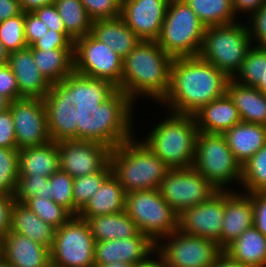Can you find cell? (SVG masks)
Segmentation results:
<instances>
[{
    "mask_svg": "<svg viewBox=\"0 0 266 267\" xmlns=\"http://www.w3.org/2000/svg\"><path fill=\"white\" fill-rule=\"evenodd\" d=\"M123 58L91 34L74 41L75 108L121 116Z\"/></svg>",
    "mask_w": 266,
    "mask_h": 267,
    "instance_id": "cell-2",
    "label": "cell"
},
{
    "mask_svg": "<svg viewBox=\"0 0 266 267\" xmlns=\"http://www.w3.org/2000/svg\"><path fill=\"white\" fill-rule=\"evenodd\" d=\"M95 242L124 239L135 236L139 230L124 211L86 219Z\"/></svg>",
    "mask_w": 266,
    "mask_h": 267,
    "instance_id": "cell-30",
    "label": "cell"
},
{
    "mask_svg": "<svg viewBox=\"0 0 266 267\" xmlns=\"http://www.w3.org/2000/svg\"><path fill=\"white\" fill-rule=\"evenodd\" d=\"M90 34L123 59L142 41L121 17L93 21Z\"/></svg>",
    "mask_w": 266,
    "mask_h": 267,
    "instance_id": "cell-23",
    "label": "cell"
},
{
    "mask_svg": "<svg viewBox=\"0 0 266 267\" xmlns=\"http://www.w3.org/2000/svg\"><path fill=\"white\" fill-rule=\"evenodd\" d=\"M19 177V150L0 147V194L14 195Z\"/></svg>",
    "mask_w": 266,
    "mask_h": 267,
    "instance_id": "cell-37",
    "label": "cell"
},
{
    "mask_svg": "<svg viewBox=\"0 0 266 267\" xmlns=\"http://www.w3.org/2000/svg\"><path fill=\"white\" fill-rule=\"evenodd\" d=\"M173 58L156 41H141L124 59L121 80V117L133 115L143 98L159 104L170 86Z\"/></svg>",
    "mask_w": 266,
    "mask_h": 267,
    "instance_id": "cell-3",
    "label": "cell"
},
{
    "mask_svg": "<svg viewBox=\"0 0 266 267\" xmlns=\"http://www.w3.org/2000/svg\"><path fill=\"white\" fill-rule=\"evenodd\" d=\"M246 20L253 46L266 48V2Z\"/></svg>",
    "mask_w": 266,
    "mask_h": 267,
    "instance_id": "cell-42",
    "label": "cell"
},
{
    "mask_svg": "<svg viewBox=\"0 0 266 267\" xmlns=\"http://www.w3.org/2000/svg\"><path fill=\"white\" fill-rule=\"evenodd\" d=\"M48 27L35 13H24V36L28 47L47 33Z\"/></svg>",
    "mask_w": 266,
    "mask_h": 267,
    "instance_id": "cell-46",
    "label": "cell"
},
{
    "mask_svg": "<svg viewBox=\"0 0 266 267\" xmlns=\"http://www.w3.org/2000/svg\"><path fill=\"white\" fill-rule=\"evenodd\" d=\"M204 26H221L239 22L232 0H183Z\"/></svg>",
    "mask_w": 266,
    "mask_h": 267,
    "instance_id": "cell-31",
    "label": "cell"
},
{
    "mask_svg": "<svg viewBox=\"0 0 266 267\" xmlns=\"http://www.w3.org/2000/svg\"><path fill=\"white\" fill-rule=\"evenodd\" d=\"M32 50L74 49V40L67 34L49 29L31 46Z\"/></svg>",
    "mask_w": 266,
    "mask_h": 267,
    "instance_id": "cell-43",
    "label": "cell"
},
{
    "mask_svg": "<svg viewBox=\"0 0 266 267\" xmlns=\"http://www.w3.org/2000/svg\"><path fill=\"white\" fill-rule=\"evenodd\" d=\"M2 257V237H0V258Z\"/></svg>",
    "mask_w": 266,
    "mask_h": 267,
    "instance_id": "cell-60",
    "label": "cell"
},
{
    "mask_svg": "<svg viewBox=\"0 0 266 267\" xmlns=\"http://www.w3.org/2000/svg\"><path fill=\"white\" fill-rule=\"evenodd\" d=\"M0 147L17 149L14 119L9 108L0 113Z\"/></svg>",
    "mask_w": 266,
    "mask_h": 267,
    "instance_id": "cell-45",
    "label": "cell"
},
{
    "mask_svg": "<svg viewBox=\"0 0 266 267\" xmlns=\"http://www.w3.org/2000/svg\"><path fill=\"white\" fill-rule=\"evenodd\" d=\"M158 191L170 207L181 215L186 209L207 201L218 190L193 167L169 169Z\"/></svg>",
    "mask_w": 266,
    "mask_h": 267,
    "instance_id": "cell-14",
    "label": "cell"
},
{
    "mask_svg": "<svg viewBox=\"0 0 266 267\" xmlns=\"http://www.w3.org/2000/svg\"><path fill=\"white\" fill-rule=\"evenodd\" d=\"M66 33L75 41L91 33L92 20L80 0H55Z\"/></svg>",
    "mask_w": 266,
    "mask_h": 267,
    "instance_id": "cell-32",
    "label": "cell"
},
{
    "mask_svg": "<svg viewBox=\"0 0 266 267\" xmlns=\"http://www.w3.org/2000/svg\"><path fill=\"white\" fill-rule=\"evenodd\" d=\"M253 225L266 237V193H252Z\"/></svg>",
    "mask_w": 266,
    "mask_h": 267,
    "instance_id": "cell-48",
    "label": "cell"
},
{
    "mask_svg": "<svg viewBox=\"0 0 266 267\" xmlns=\"http://www.w3.org/2000/svg\"><path fill=\"white\" fill-rule=\"evenodd\" d=\"M17 149L41 146L54 139L57 131L77 109L67 100L21 98L10 102Z\"/></svg>",
    "mask_w": 266,
    "mask_h": 267,
    "instance_id": "cell-6",
    "label": "cell"
},
{
    "mask_svg": "<svg viewBox=\"0 0 266 267\" xmlns=\"http://www.w3.org/2000/svg\"><path fill=\"white\" fill-rule=\"evenodd\" d=\"M14 204L13 195L0 194V237L10 230L11 209Z\"/></svg>",
    "mask_w": 266,
    "mask_h": 267,
    "instance_id": "cell-49",
    "label": "cell"
},
{
    "mask_svg": "<svg viewBox=\"0 0 266 267\" xmlns=\"http://www.w3.org/2000/svg\"><path fill=\"white\" fill-rule=\"evenodd\" d=\"M95 240L88 223L79 216H72L56 229L50 249L54 267H94Z\"/></svg>",
    "mask_w": 266,
    "mask_h": 267,
    "instance_id": "cell-13",
    "label": "cell"
},
{
    "mask_svg": "<svg viewBox=\"0 0 266 267\" xmlns=\"http://www.w3.org/2000/svg\"><path fill=\"white\" fill-rule=\"evenodd\" d=\"M92 21L121 17V5L116 0H80Z\"/></svg>",
    "mask_w": 266,
    "mask_h": 267,
    "instance_id": "cell-41",
    "label": "cell"
},
{
    "mask_svg": "<svg viewBox=\"0 0 266 267\" xmlns=\"http://www.w3.org/2000/svg\"><path fill=\"white\" fill-rule=\"evenodd\" d=\"M46 80L75 107L74 49L32 50Z\"/></svg>",
    "mask_w": 266,
    "mask_h": 267,
    "instance_id": "cell-16",
    "label": "cell"
},
{
    "mask_svg": "<svg viewBox=\"0 0 266 267\" xmlns=\"http://www.w3.org/2000/svg\"><path fill=\"white\" fill-rule=\"evenodd\" d=\"M242 192L266 193V144L242 165Z\"/></svg>",
    "mask_w": 266,
    "mask_h": 267,
    "instance_id": "cell-33",
    "label": "cell"
},
{
    "mask_svg": "<svg viewBox=\"0 0 266 267\" xmlns=\"http://www.w3.org/2000/svg\"><path fill=\"white\" fill-rule=\"evenodd\" d=\"M8 65L17 80L19 99L66 100L40 73L31 47L11 52Z\"/></svg>",
    "mask_w": 266,
    "mask_h": 267,
    "instance_id": "cell-17",
    "label": "cell"
},
{
    "mask_svg": "<svg viewBox=\"0 0 266 267\" xmlns=\"http://www.w3.org/2000/svg\"><path fill=\"white\" fill-rule=\"evenodd\" d=\"M134 116L123 117L125 126L118 132L110 153L112 174L126 193L158 189L170 169L135 136Z\"/></svg>",
    "mask_w": 266,
    "mask_h": 267,
    "instance_id": "cell-5",
    "label": "cell"
},
{
    "mask_svg": "<svg viewBox=\"0 0 266 267\" xmlns=\"http://www.w3.org/2000/svg\"><path fill=\"white\" fill-rule=\"evenodd\" d=\"M206 27L183 0H170L157 44L172 58L198 56Z\"/></svg>",
    "mask_w": 266,
    "mask_h": 267,
    "instance_id": "cell-9",
    "label": "cell"
},
{
    "mask_svg": "<svg viewBox=\"0 0 266 267\" xmlns=\"http://www.w3.org/2000/svg\"><path fill=\"white\" fill-rule=\"evenodd\" d=\"M213 267H249L230 259L225 253H222L216 260Z\"/></svg>",
    "mask_w": 266,
    "mask_h": 267,
    "instance_id": "cell-53",
    "label": "cell"
},
{
    "mask_svg": "<svg viewBox=\"0 0 266 267\" xmlns=\"http://www.w3.org/2000/svg\"><path fill=\"white\" fill-rule=\"evenodd\" d=\"M226 93L238 109L241 121L266 126V96L257 87L241 85L230 79Z\"/></svg>",
    "mask_w": 266,
    "mask_h": 267,
    "instance_id": "cell-28",
    "label": "cell"
},
{
    "mask_svg": "<svg viewBox=\"0 0 266 267\" xmlns=\"http://www.w3.org/2000/svg\"><path fill=\"white\" fill-rule=\"evenodd\" d=\"M0 267H11V265L3 258H0Z\"/></svg>",
    "mask_w": 266,
    "mask_h": 267,
    "instance_id": "cell-59",
    "label": "cell"
},
{
    "mask_svg": "<svg viewBox=\"0 0 266 267\" xmlns=\"http://www.w3.org/2000/svg\"><path fill=\"white\" fill-rule=\"evenodd\" d=\"M94 267H135V265L129 264V263H123V262H114V263H109V264H104V265H96Z\"/></svg>",
    "mask_w": 266,
    "mask_h": 267,
    "instance_id": "cell-57",
    "label": "cell"
},
{
    "mask_svg": "<svg viewBox=\"0 0 266 267\" xmlns=\"http://www.w3.org/2000/svg\"><path fill=\"white\" fill-rule=\"evenodd\" d=\"M24 13H34L37 9L53 4L55 0H18Z\"/></svg>",
    "mask_w": 266,
    "mask_h": 267,
    "instance_id": "cell-52",
    "label": "cell"
},
{
    "mask_svg": "<svg viewBox=\"0 0 266 267\" xmlns=\"http://www.w3.org/2000/svg\"><path fill=\"white\" fill-rule=\"evenodd\" d=\"M229 80L223 71L199 56L173 58L169 90L159 104L174 113L193 115L225 95Z\"/></svg>",
    "mask_w": 266,
    "mask_h": 267,
    "instance_id": "cell-4",
    "label": "cell"
},
{
    "mask_svg": "<svg viewBox=\"0 0 266 267\" xmlns=\"http://www.w3.org/2000/svg\"><path fill=\"white\" fill-rule=\"evenodd\" d=\"M0 42L9 53L28 47L24 36V12L0 22Z\"/></svg>",
    "mask_w": 266,
    "mask_h": 267,
    "instance_id": "cell-39",
    "label": "cell"
},
{
    "mask_svg": "<svg viewBox=\"0 0 266 267\" xmlns=\"http://www.w3.org/2000/svg\"><path fill=\"white\" fill-rule=\"evenodd\" d=\"M0 96L9 102L19 99L17 80L8 64L0 66Z\"/></svg>",
    "mask_w": 266,
    "mask_h": 267,
    "instance_id": "cell-44",
    "label": "cell"
},
{
    "mask_svg": "<svg viewBox=\"0 0 266 267\" xmlns=\"http://www.w3.org/2000/svg\"><path fill=\"white\" fill-rule=\"evenodd\" d=\"M73 180L69 174L59 169L49 177V194L55 203L63 206L74 216Z\"/></svg>",
    "mask_w": 266,
    "mask_h": 267,
    "instance_id": "cell-38",
    "label": "cell"
},
{
    "mask_svg": "<svg viewBox=\"0 0 266 267\" xmlns=\"http://www.w3.org/2000/svg\"><path fill=\"white\" fill-rule=\"evenodd\" d=\"M35 15L42 20L48 29L66 33L63 21L57 11L55 4H50L37 9Z\"/></svg>",
    "mask_w": 266,
    "mask_h": 267,
    "instance_id": "cell-47",
    "label": "cell"
},
{
    "mask_svg": "<svg viewBox=\"0 0 266 267\" xmlns=\"http://www.w3.org/2000/svg\"><path fill=\"white\" fill-rule=\"evenodd\" d=\"M51 199L49 194V178L42 175L19 176L14 192V201L23 203L32 197Z\"/></svg>",
    "mask_w": 266,
    "mask_h": 267,
    "instance_id": "cell-40",
    "label": "cell"
},
{
    "mask_svg": "<svg viewBox=\"0 0 266 267\" xmlns=\"http://www.w3.org/2000/svg\"><path fill=\"white\" fill-rule=\"evenodd\" d=\"M9 51L0 42V66L8 64Z\"/></svg>",
    "mask_w": 266,
    "mask_h": 267,
    "instance_id": "cell-55",
    "label": "cell"
},
{
    "mask_svg": "<svg viewBox=\"0 0 266 267\" xmlns=\"http://www.w3.org/2000/svg\"><path fill=\"white\" fill-rule=\"evenodd\" d=\"M193 168L218 191H233L237 183L240 187L242 165L236 160L222 134L198 133Z\"/></svg>",
    "mask_w": 266,
    "mask_h": 267,
    "instance_id": "cell-10",
    "label": "cell"
},
{
    "mask_svg": "<svg viewBox=\"0 0 266 267\" xmlns=\"http://www.w3.org/2000/svg\"><path fill=\"white\" fill-rule=\"evenodd\" d=\"M222 135L241 165L266 144V126L260 124L241 121Z\"/></svg>",
    "mask_w": 266,
    "mask_h": 267,
    "instance_id": "cell-24",
    "label": "cell"
},
{
    "mask_svg": "<svg viewBox=\"0 0 266 267\" xmlns=\"http://www.w3.org/2000/svg\"><path fill=\"white\" fill-rule=\"evenodd\" d=\"M111 173L112 168L109 164L103 171L74 178L72 188L74 216H78L79 212L86 206Z\"/></svg>",
    "mask_w": 266,
    "mask_h": 267,
    "instance_id": "cell-34",
    "label": "cell"
},
{
    "mask_svg": "<svg viewBox=\"0 0 266 267\" xmlns=\"http://www.w3.org/2000/svg\"><path fill=\"white\" fill-rule=\"evenodd\" d=\"M265 62L266 48L253 46L248 51L240 71L234 76L233 80L241 85L256 87L262 79Z\"/></svg>",
    "mask_w": 266,
    "mask_h": 267,
    "instance_id": "cell-35",
    "label": "cell"
},
{
    "mask_svg": "<svg viewBox=\"0 0 266 267\" xmlns=\"http://www.w3.org/2000/svg\"><path fill=\"white\" fill-rule=\"evenodd\" d=\"M2 257L11 267H48L51 264L50 249L10 231L2 238Z\"/></svg>",
    "mask_w": 266,
    "mask_h": 267,
    "instance_id": "cell-21",
    "label": "cell"
},
{
    "mask_svg": "<svg viewBox=\"0 0 266 267\" xmlns=\"http://www.w3.org/2000/svg\"><path fill=\"white\" fill-rule=\"evenodd\" d=\"M120 5H122L123 4V2L125 1V0H116Z\"/></svg>",
    "mask_w": 266,
    "mask_h": 267,
    "instance_id": "cell-61",
    "label": "cell"
},
{
    "mask_svg": "<svg viewBox=\"0 0 266 267\" xmlns=\"http://www.w3.org/2000/svg\"><path fill=\"white\" fill-rule=\"evenodd\" d=\"M126 192L118 179L111 173L92 196L86 206L79 212L82 219L115 214L125 210Z\"/></svg>",
    "mask_w": 266,
    "mask_h": 267,
    "instance_id": "cell-29",
    "label": "cell"
},
{
    "mask_svg": "<svg viewBox=\"0 0 266 267\" xmlns=\"http://www.w3.org/2000/svg\"><path fill=\"white\" fill-rule=\"evenodd\" d=\"M223 214L224 191H217L207 201L179 215V229L187 234L211 239L221 248Z\"/></svg>",
    "mask_w": 266,
    "mask_h": 267,
    "instance_id": "cell-15",
    "label": "cell"
},
{
    "mask_svg": "<svg viewBox=\"0 0 266 267\" xmlns=\"http://www.w3.org/2000/svg\"><path fill=\"white\" fill-rule=\"evenodd\" d=\"M135 267H166L162 259L155 253L147 261L135 265Z\"/></svg>",
    "mask_w": 266,
    "mask_h": 267,
    "instance_id": "cell-54",
    "label": "cell"
},
{
    "mask_svg": "<svg viewBox=\"0 0 266 267\" xmlns=\"http://www.w3.org/2000/svg\"><path fill=\"white\" fill-rule=\"evenodd\" d=\"M34 214L40 217L45 223L54 228H60L73 215L63 206L58 205L52 199L32 197L23 202Z\"/></svg>",
    "mask_w": 266,
    "mask_h": 267,
    "instance_id": "cell-36",
    "label": "cell"
},
{
    "mask_svg": "<svg viewBox=\"0 0 266 267\" xmlns=\"http://www.w3.org/2000/svg\"><path fill=\"white\" fill-rule=\"evenodd\" d=\"M252 193L234 189L224 191V214L221 230V249L224 250L247 228L253 226Z\"/></svg>",
    "mask_w": 266,
    "mask_h": 267,
    "instance_id": "cell-20",
    "label": "cell"
},
{
    "mask_svg": "<svg viewBox=\"0 0 266 267\" xmlns=\"http://www.w3.org/2000/svg\"><path fill=\"white\" fill-rule=\"evenodd\" d=\"M155 253L166 267H213L223 250L211 239L178 229L156 243Z\"/></svg>",
    "mask_w": 266,
    "mask_h": 267,
    "instance_id": "cell-12",
    "label": "cell"
},
{
    "mask_svg": "<svg viewBox=\"0 0 266 267\" xmlns=\"http://www.w3.org/2000/svg\"><path fill=\"white\" fill-rule=\"evenodd\" d=\"M170 0H125L121 18L142 41H156Z\"/></svg>",
    "mask_w": 266,
    "mask_h": 267,
    "instance_id": "cell-18",
    "label": "cell"
},
{
    "mask_svg": "<svg viewBox=\"0 0 266 267\" xmlns=\"http://www.w3.org/2000/svg\"><path fill=\"white\" fill-rule=\"evenodd\" d=\"M22 13L18 0H0V22Z\"/></svg>",
    "mask_w": 266,
    "mask_h": 267,
    "instance_id": "cell-51",
    "label": "cell"
},
{
    "mask_svg": "<svg viewBox=\"0 0 266 267\" xmlns=\"http://www.w3.org/2000/svg\"><path fill=\"white\" fill-rule=\"evenodd\" d=\"M10 102L3 96H0V113L9 108Z\"/></svg>",
    "mask_w": 266,
    "mask_h": 267,
    "instance_id": "cell-58",
    "label": "cell"
},
{
    "mask_svg": "<svg viewBox=\"0 0 266 267\" xmlns=\"http://www.w3.org/2000/svg\"><path fill=\"white\" fill-rule=\"evenodd\" d=\"M124 118L96 110H77L57 131L60 170L72 178L103 171Z\"/></svg>",
    "mask_w": 266,
    "mask_h": 267,
    "instance_id": "cell-1",
    "label": "cell"
},
{
    "mask_svg": "<svg viewBox=\"0 0 266 267\" xmlns=\"http://www.w3.org/2000/svg\"><path fill=\"white\" fill-rule=\"evenodd\" d=\"M125 212L135 222L139 232L155 244L179 229V215L162 198L158 189L126 193Z\"/></svg>",
    "mask_w": 266,
    "mask_h": 267,
    "instance_id": "cell-11",
    "label": "cell"
},
{
    "mask_svg": "<svg viewBox=\"0 0 266 267\" xmlns=\"http://www.w3.org/2000/svg\"><path fill=\"white\" fill-rule=\"evenodd\" d=\"M256 87L261 93H263L266 96V62H265V70L262 74V79Z\"/></svg>",
    "mask_w": 266,
    "mask_h": 267,
    "instance_id": "cell-56",
    "label": "cell"
},
{
    "mask_svg": "<svg viewBox=\"0 0 266 267\" xmlns=\"http://www.w3.org/2000/svg\"><path fill=\"white\" fill-rule=\"evenodd\" d=\"M266 0H232L233 8L238 15V18L241 14L245 16L244 18H248L252 13L257 11L260 6H262Z\"/></svg>",
    "mask_w": 266,
    "mask_h": 267,
    "instance_id": "cell-50",
    "label": "cell"
},
{
    "mask_svg": "<svg viewBox=\"0 0 266 267\" xmlns=\"http://www.w3.org/2000/svg\"><path fill=\"white\" fill-rule=\"evenodd\" d=\"M223 253L249 267H266V237L253 225L229 244Z\"/></svg>",
    "mask_w": 266,
    "mask_h": 267,
    "instance_id": "cell-27",
    "label": "cell"
},
{
    "mask_svg": "<svg viewBox=\"0 0 266 267\" xmlns=\"http://www.w3.org/2000/svg\"><path fill=\"white\" fill-rule=\"evenodd\" d=\"M252 47L247 24L239 21L234 24L207 27L198 56L233 79Z\"/></svg>",
    "mask_w": 266,
    "mask_h": 267,
    "instance_id": "cell-8",
    "label": "cell"
},
{
    "mask_svg": "<svg viewBox=\"0 0 266 267\" xmlns=\"http://www.w3.org/2000/svg\"><path fill=\"white\" fill-rule=\"evenodd\" d=\"M10 232L27 236L48 249H51L56 228L45 223L23 203L14 201L11 209Z\"/></svg>",
    "mask_w": 266,
    "mask_h": 267,
    "instance_id": "cell-26",
    "label": "cell"
},
{
    "mask_svg": "<svg viewBox=\"0 0 266 267\" xmlns=\"http://www.w3.org/2000/svg\"><path fill=\"white\" fill-rule=\"evenodd\" d=\"M193 117L199 132L209 134H223L241 122L238 109L227 93L202 106Z\"/></svg>",
    "mask_w": 266,
    "mask_h": 267,
    "instance_id": "cell-22",
    "label": "cell"
},
{
    "mask_svg": "<svg viewBox=\"0 0 266 267\" xmlns=\"http://www.w3.org/2000/svg\"><path fill=\"white\" fill-rule=\"evenodd\" d=\"M156 252V244L146 235L95 242V266L114 262L140 264Z\"/></svg>",
    "mask_w": 266,
    "mask_h": 267,
    "instance_id": "cell-19",
    "label": "cell"
},
{
    "mask_svg": "<svg viewBox=\"0 0 266 267\" xmlns=\"http://www.w3.org/2000/svg\"><path fill=\"white\" fill-rule=\"evenodd\" d=\"M59 164L57 133L45 145L19 149V176L42 175L49 178L60 169Z\"/></svg>",
    "mask_w": 266,
    "mask_h": 267,
    "instance_id": "cell-25",
    "label": "cell"
},
{
    "mask_svg": "<svg viewBox=\"0 0 266 267\" xmlns=\"http://www.w3.org/2000/svg\"><path fill=\"white\" fill-rule=\"evenodd\" d=\"M153 123L140 140L170 169L193 167L199 133L193 115L174 113Z\"/></svg>",
    "mask_w": 266,
    "mask_h": 267,
    "instance_id": "cell-7",
    "label": "cell"
}]
</instances>
